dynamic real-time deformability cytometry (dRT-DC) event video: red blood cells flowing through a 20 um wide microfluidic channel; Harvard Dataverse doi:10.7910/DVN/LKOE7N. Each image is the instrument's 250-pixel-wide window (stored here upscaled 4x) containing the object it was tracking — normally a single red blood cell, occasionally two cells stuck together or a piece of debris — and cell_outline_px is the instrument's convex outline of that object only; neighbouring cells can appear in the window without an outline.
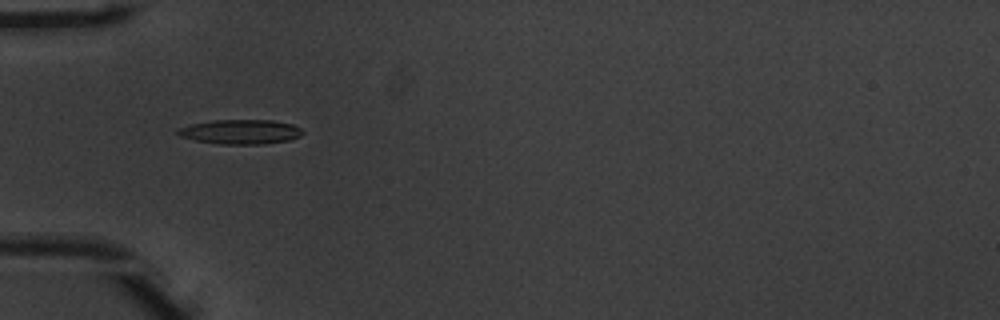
{"species": "common noctule bat (a hibernating species)", "species_latin": "Nyctalus noctula", "temperature_condition": "warm", "stored_images_in_passage": 52, "camera_frame_rate_fps": 3000, "um_per_image_px": 0.085, "animal": {"sex": "male", "body_mass_g": 20.1, "forearm_length_mm": 53.5}, "frame": {"image": 1, "passage_image": 17, "time_ms": 5.333, "image_size_px": [1000, 320], "cell_outline_px": [[304, 132], [300, 136], [288, 140], [260, 144], [220, 144], [196, 140], [180, 136], [176, 132], [176, 128], [192, 124], [212, 120], [272, 120], [292, 124], [300, 128]], "centroid_in_image_um": [20.43, 11.19], "position_along_channel_um": 64.6, "area_um2": 17.74}}
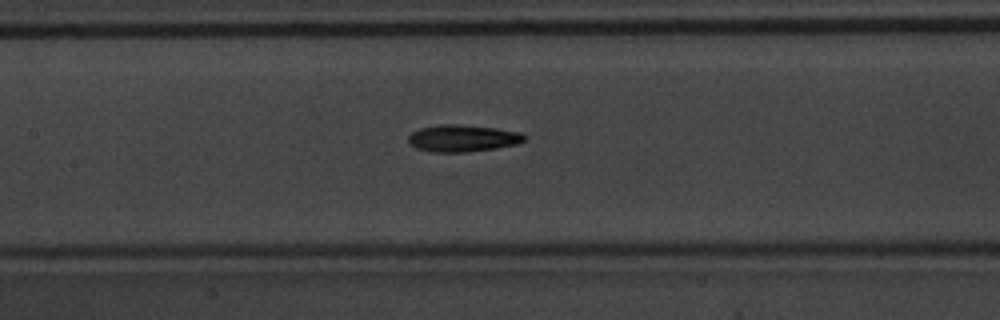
{"frame": {"image": 2, "passage_image": 25, "time_ms": 8.0, "image_size_px": [1000, 320], "cell_outline_px": [[524, 140], [516, 144], [496, 148], [464, 152], [432, 152], [416, 148], [408, 144], [408, 136], [412, 132], [420, 128], [444, 124], [456, 124], [496, 128], [520, 132], [524, 136]], "centroid_in_image_um": [39.28, 11.75], "position_along_channel_um": 168.1, "area_um2": 18.09}}
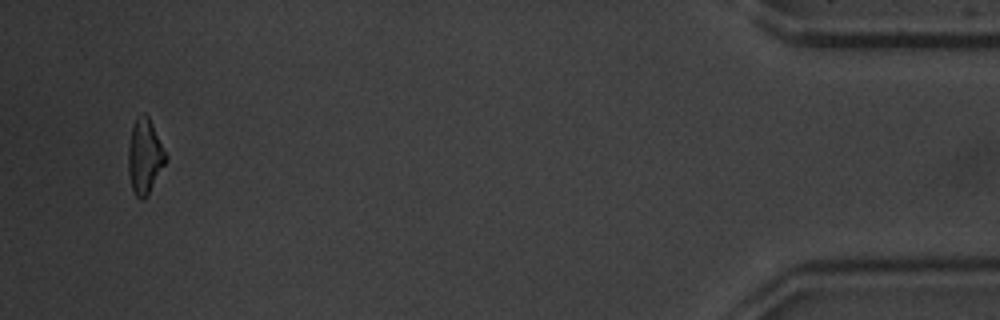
{"frame": {"image": 3, "passage_image": 50, "time_ms": 16.333, "image_size_px": [1000, 320], "cell_outline_px": [[168, 160], [148, 196], [144, 200], [140, 200], [136, 196], [132, 188], [128, 172], [128, 148], [132, 128], [136, 116], [140, 112], [144, 112], [148, 116], [168, 156]], "centroid_in_image_um": [12.32, 13.31], "position_along_channel_um": 422.9, "area_um2": 16.7}, "authors_computed_cell_mechanics": {"area_um2": 16.9065, "velocity_mm_per_s": 3.9408, "shape_relaxation_time_tau1_ms": 2.7681, "shape_relaxation_time_tau2_ms": 4.0416, "deformation_change_tau1": 0.1675, "deformation_change_tau2": 0.1462}}